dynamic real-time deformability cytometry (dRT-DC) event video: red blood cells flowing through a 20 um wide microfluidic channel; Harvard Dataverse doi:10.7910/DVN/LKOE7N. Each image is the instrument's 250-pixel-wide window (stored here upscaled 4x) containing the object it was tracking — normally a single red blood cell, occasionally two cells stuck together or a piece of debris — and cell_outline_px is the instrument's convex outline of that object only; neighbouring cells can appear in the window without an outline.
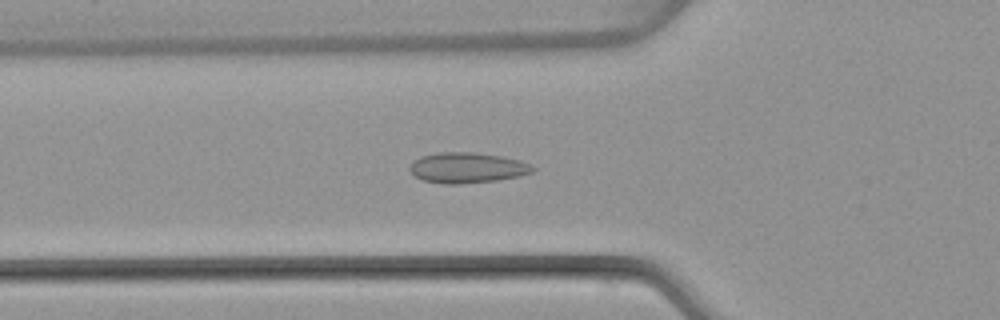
{"species": "common noctule bat (a hibernating species)", "species_latin": "Nyctalus noctula", "temperature_condition": "warm", "stored_images_in_passage": 49, "camera_frame_rate_fps": 3000, "um_per_image_px": 0.085, "animal": {"sex": "female", "body_mass_g": 22.7, "forearm_length_mm": 54.2}, "frame": {"image": 1, "passage_image": 16, "time_ms": 5.0, "image_size_px": [1000, 320], "cell_outline_px": [[536, 168], [532, 172], [520, 176], [496, 180], [456, 184], [444, 184], [424, 180], [416, 176], [408, 168], [412, 160], [420, 156], [436, 152], [476, 152], [500, 156], [520, 160]], "centroid_in_image_um": [39.68, 14.24], "position_along_channel_um": 86.1, "area_um2": 21.85}}
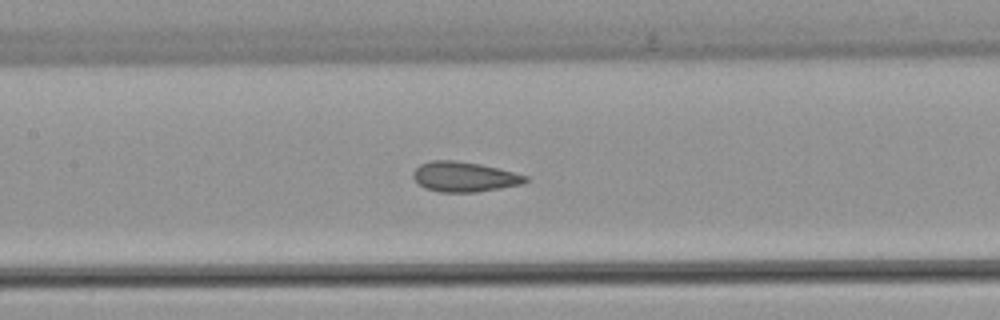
{"frame": {"image": 2, "passage_image": 22, "time_ms": 7.0, "image_size_px": [1000, 320], "cell_outline_px": [[528, 180], [524, 184], [476, 192], [440, 192], [424, 188], [412, 176], [412, 172], [420, 164], [432, 160], [456, 160], [480, 164], [528, 176]], "centroid_in_image_um": [39.45, 15.03], "position_along_channel_um": 168.0, "area_um2": 19.59}}
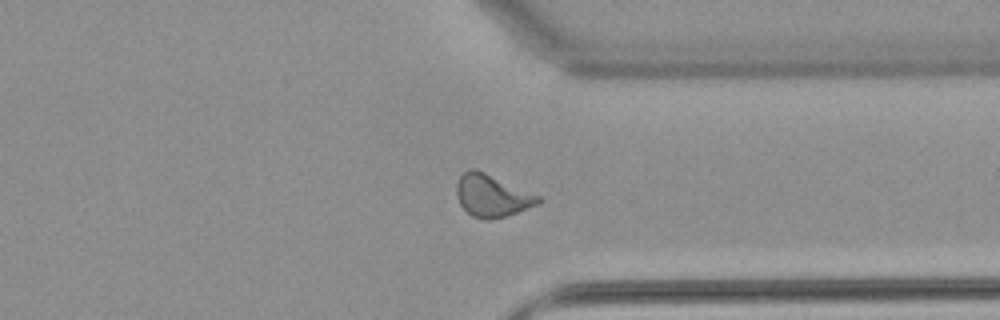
{"frame": {"image": 3, "passage_image": 37, "time_ms": 12.0, "image_size_px": [1000, 320], "cell_outline_px": [[544, 200], [536, 204], [516, 212], [492, 220], [484, 220], [472, 216], [460, 204], [456, 196], [456, 184], [460, 176], [468, 168], [476, 168], [540, 196]], "centroid_in_image_um": [41.78, 16.62], "position_along_channel_um": 369.6, "area_um2": 20.06}, "authors_computed_cell_mechanics": {"area_um2": 19.8254, "velocity_mm_per_s": 4.0592, "shape_relaxation_time_tau1_ms": null, "shape_relaxation_time_tau2_ms": 1.3573, "deformation_change_tau1": null, "deformation_change_tau2": 0.0763}}